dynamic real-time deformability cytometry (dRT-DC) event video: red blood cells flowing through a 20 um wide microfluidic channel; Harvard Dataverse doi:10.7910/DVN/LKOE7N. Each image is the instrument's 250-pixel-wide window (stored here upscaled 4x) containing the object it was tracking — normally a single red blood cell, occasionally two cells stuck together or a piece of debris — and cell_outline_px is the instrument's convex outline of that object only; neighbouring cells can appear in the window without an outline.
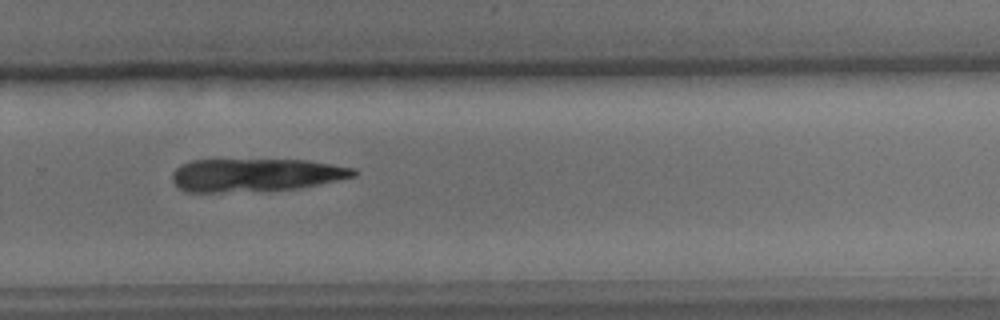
{"species": "common noctule bat (a hibernating species)", "species_latin": "Nyctalus noctula", "temperature_condition": "cold", "stored_images_in_passage": 25, "camera_frame_rate_fps": 3000, "um_per_image_px": 0.085, "animal": {"sex": "male", "body_mass_g": 15.6}, "frame": {"image": 1, "passage_image": 19, "time_ms": 6.0, "image_size_px": [1000, 320], "cell_outline_px": [[360, 172], [356, 176], [300, 188], [220, 192], [188, 192], [180, 188], [172, 180], [172, 172], [180, 164], [192, 160], [308, 160], [356, 168]], "centroid_in_image_um": [21.75, 14.86], "position_along_channel_um": 308.0, "area_um2": 34.85}}